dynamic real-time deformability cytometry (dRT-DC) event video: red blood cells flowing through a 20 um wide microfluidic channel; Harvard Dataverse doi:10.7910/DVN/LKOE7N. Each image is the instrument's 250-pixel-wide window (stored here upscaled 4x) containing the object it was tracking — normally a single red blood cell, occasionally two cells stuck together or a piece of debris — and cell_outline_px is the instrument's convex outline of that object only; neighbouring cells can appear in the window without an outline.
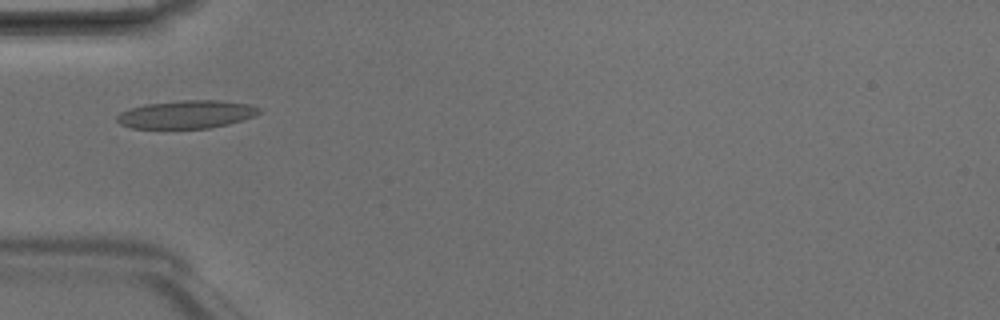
{"species": "Egyptian fruit bat (a non-hibernating species)", "species_latin": "Rousettus aegyptiacus", "temperature_condition": "room temperature", "stored_images_in_passage": 5, "camera_frame_rate_fps": 3000, "um_per_image_px": 0.085, "animal": {"sex": "male"}, "frame": {"image": 1, "passage_image": 5, "time_ms": 1.333, "image_size_px": [1000, 320], "cell_outline_px": [[260, 112], [252, 116], [228, 124], [208, 128], [132, 128], [120, 124], [116, 120], [116, 116], [120, 112], [128, 108], [144, 104], [184, 100], [220, 100], [248, 104], [260, 108]], "centroid_in_image_um": [15.79, 9.72], "position_along_channel_um": 69.2, "area_um2": 23.12}}